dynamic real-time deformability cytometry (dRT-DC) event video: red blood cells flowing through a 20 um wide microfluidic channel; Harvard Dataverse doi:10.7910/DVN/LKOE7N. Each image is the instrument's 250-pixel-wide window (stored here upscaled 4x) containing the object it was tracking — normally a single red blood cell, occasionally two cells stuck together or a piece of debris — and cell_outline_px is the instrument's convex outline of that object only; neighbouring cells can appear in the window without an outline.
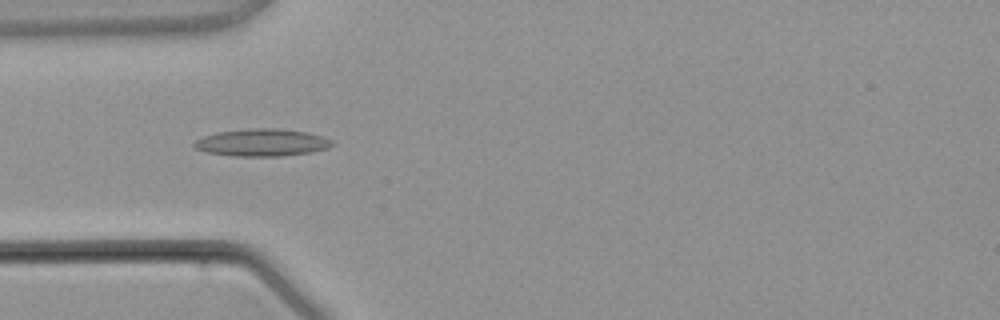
{"species": "common noctule bat (a hibernating species)", "species_latin": "Nyctalus noctula", "temperature_condition": "warm", "stored_images_in_passage": 3, "camera_frame_rate_fps": 3000, "um_per_image_px": 0.085, "animal": {"sex": "male", "body_mass_g": 21.5, "forearm_length_mm": 52.0}, "frame": {"image": 1, "passage_image": 3, "time_ms": 3.333, "image_size_px": [1000, 320], "cell_outline_px": [[336, 144], [328, 148], [308, 152], [280, 156], [236, 156], [208, 152], [196, 148], [192, 144], [196, 140], [204, 136], [220, 132], [248, 128], [276, 128], [308, 132], [324, 136], [332, 140]], "centroid_in_image_um": [22.32, 12.1], "position_along_channel_um": 62.7, "area_um2": 21.85}}